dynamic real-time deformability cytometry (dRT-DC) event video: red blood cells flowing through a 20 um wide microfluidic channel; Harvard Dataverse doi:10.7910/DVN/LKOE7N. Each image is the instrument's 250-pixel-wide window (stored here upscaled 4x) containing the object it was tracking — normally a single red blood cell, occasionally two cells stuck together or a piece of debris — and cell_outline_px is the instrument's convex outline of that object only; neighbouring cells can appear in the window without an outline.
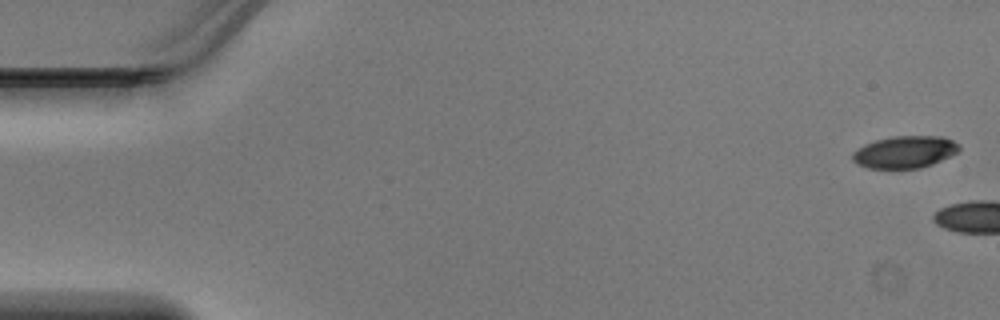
{"species": "Egyptian fruit bat (a non-hibernating species)", "species_latin": "Rousettus aegyptiacus", "temperature_condition": "warm", "stored_images_in_passage": 4, "camera_frame_rate_fps": 3000, "um_per_image_px": 0.085, "animal": {"sex": "male"}, "frame": {"image": 1, "passage_image": 1, "time_ms": 0.0, "image_size_px": [1000, 320], "cell_outline_px": [[960, 148], [956, 152], [932, 164], [920, 168], [868, 168], [856, 164], [852, 160], [852, 152], [864, 144], [876, 140], [892, 136], [940, 136], [952, 140], [960, 144]], "centroid_in_image_um": [76.87, 12.91], "position_along_channel_um": 8.1, "area_um2": 19.88}}